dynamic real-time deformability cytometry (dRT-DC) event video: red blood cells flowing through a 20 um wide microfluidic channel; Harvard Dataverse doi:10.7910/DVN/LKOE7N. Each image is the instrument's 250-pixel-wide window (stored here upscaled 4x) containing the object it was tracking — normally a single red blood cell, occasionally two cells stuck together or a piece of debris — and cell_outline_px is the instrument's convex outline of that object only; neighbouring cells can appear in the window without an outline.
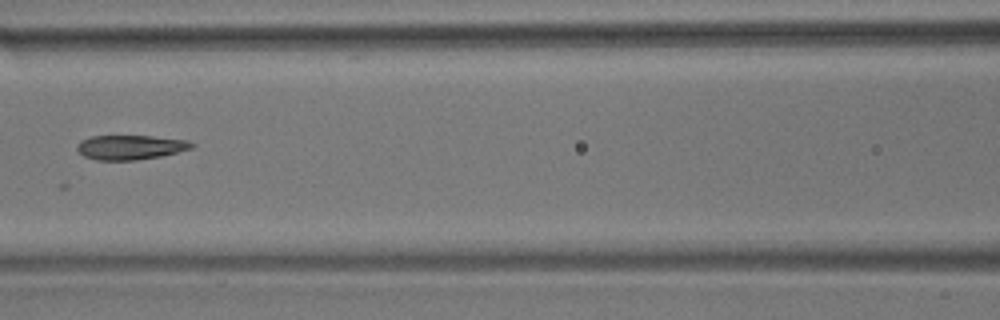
{"species": "common noctule bat (a hibernating species)", "species_latin": "Nyctalus noctula", "temperature_condition": "room temperature", "stored_images_in_passage": 7, "camera_frame_rate_fps": 3000, "um_per_image_px": 0.085, "animal": {"sex": "male", "body_mass_g": 17.9}, "frame": {"image": 1, "passage_image": 7, "time_ms": 7.0, "image_size_px": [1000, 320], "cell_outline_px": [[196, 144], [192, 148], [160, 156], [136, 160], [96, 160], [84, 156], [76, 148], [76, 144], [80, 140], [92, 136], [152, 136], [188, 140]], "centroid_in_image_um": [11.07, 12.51], "position_along_channel_um": 155.5, "area_um2": 16.36}}